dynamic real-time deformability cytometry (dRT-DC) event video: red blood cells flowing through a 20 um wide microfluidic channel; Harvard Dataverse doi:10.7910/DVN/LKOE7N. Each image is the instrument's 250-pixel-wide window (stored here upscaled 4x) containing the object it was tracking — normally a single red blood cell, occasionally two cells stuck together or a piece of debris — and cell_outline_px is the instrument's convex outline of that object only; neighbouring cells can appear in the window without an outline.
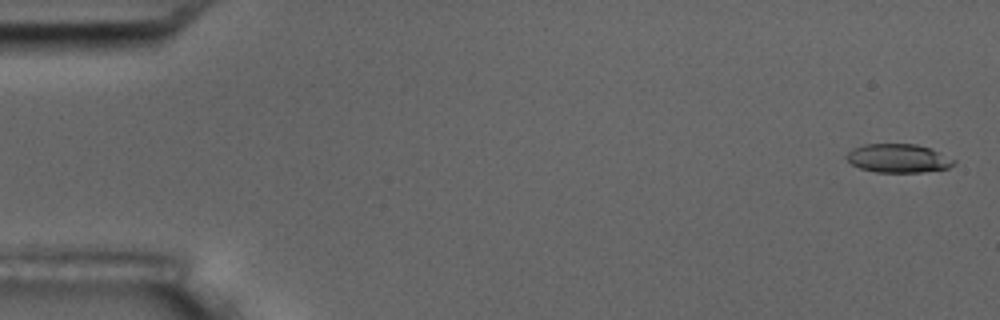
{"species": "common noctule bat (a hibernating species)", "species_latin": "Nyctalus noctula", "temperature_condition": "room temperature", "stored_images_in_passage": 10, "camera_frame_rate_fps": 3000, "um_per_image_px": 0.085, "animal": {"sex": "male", "body_mass_g": 17.5, "forearm_length_mm": 52.3}, "frame": {"image": 1, "passage_image": 1, "time_ms": 0.0, "image_size_px": [1000, 320], "cell_outline_px": [[956, 164], [948, 168], [920, 172], [876, 172], [860, 168], [852, 164], [844, 156], [852, 148], [864, 144], [916, 144], [932, 148], [956, 160]], "centroid_in_image_um": [76.36, 13.44], "position_along_channel_um": 8.6, "area_um2": 18.03}}
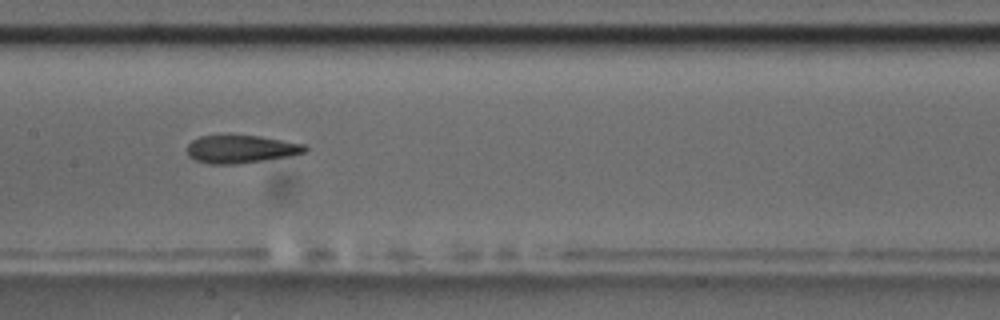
{"frame": {"image": 2, "passage_image": 9, "time_ms": 9.0, "image_size_px": [1000, 320], "cell_outline_px": [[308, 152], [292, 156], [236, 164], [208, 164], [196, 160], [188, 156], [188, 144], [192, 140], [200, 136], [228, 132], [260, 136], [304, 144], [308, 148]], "centroid_in_image_um": [20.47, 12.63], "position_along_channel_um": 186.9, "area_um2": 20.0}}
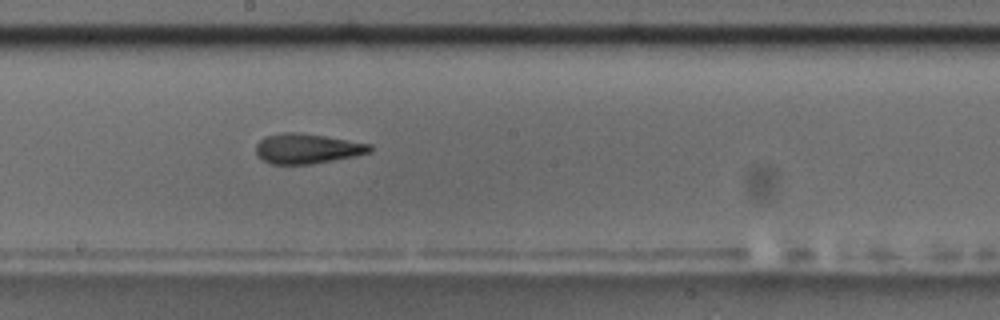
{"frame": {"image": 3, "passage_image": 10, "time_ms": 10.0, "image_size_px": [1000, 320], "cell_outline_px": [[372, 152], [356, 156], [312, 164], [272, 164], [264, 160], [256, 152], [256, 144], [264, 136], [280, 132], [300, 132], [372, 144]], "centroid_in_image_um": [26.12, 12.62], "position_along_channel_um": 222.1, "area_um2": 20.0}}